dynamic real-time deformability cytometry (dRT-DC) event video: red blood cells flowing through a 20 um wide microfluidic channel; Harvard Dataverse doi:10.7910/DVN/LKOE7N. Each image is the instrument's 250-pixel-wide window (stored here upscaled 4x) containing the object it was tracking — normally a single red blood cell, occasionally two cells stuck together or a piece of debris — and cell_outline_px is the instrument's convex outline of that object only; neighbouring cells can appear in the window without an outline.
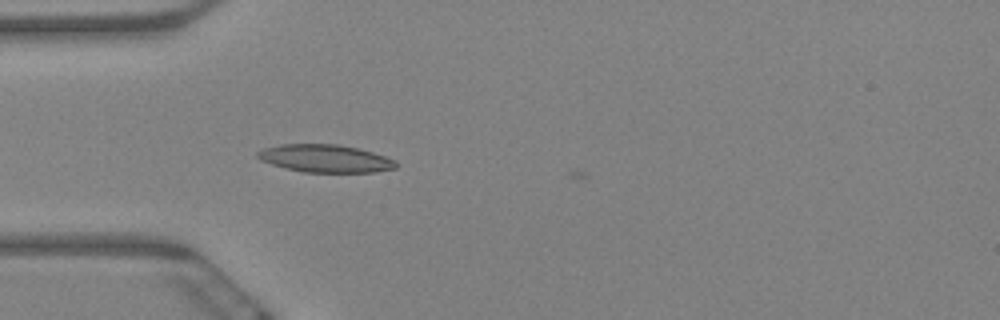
{"species": "Egyptian fruit bat (a non-hibernating species)", "species_latin": "Rousettus aegyptiacus", "temperature_condition": "warm", "stored_images_in_passage": 3, "camera_frame_rate_fps": 3000, "um_per_image_px": 0.085, "animal": {"sex": "female"}, "frame": {"image": 1, "passage_image": 2, "time_ms": 0.333, "image_size_px": [1000, 320], "cell_outline_px": [[396, 168], [372, 172], [304, 172], [272, 164], [260, 160], [256, 156], [256, 152], [264, 148], [280, 144], [336, 144], [356, 148], [372, 152], [396, 160]], "centroid_in_image_um": [27.62, 13.46], "position_along_channel_um": 57.4, "area_um2": 22.14}}